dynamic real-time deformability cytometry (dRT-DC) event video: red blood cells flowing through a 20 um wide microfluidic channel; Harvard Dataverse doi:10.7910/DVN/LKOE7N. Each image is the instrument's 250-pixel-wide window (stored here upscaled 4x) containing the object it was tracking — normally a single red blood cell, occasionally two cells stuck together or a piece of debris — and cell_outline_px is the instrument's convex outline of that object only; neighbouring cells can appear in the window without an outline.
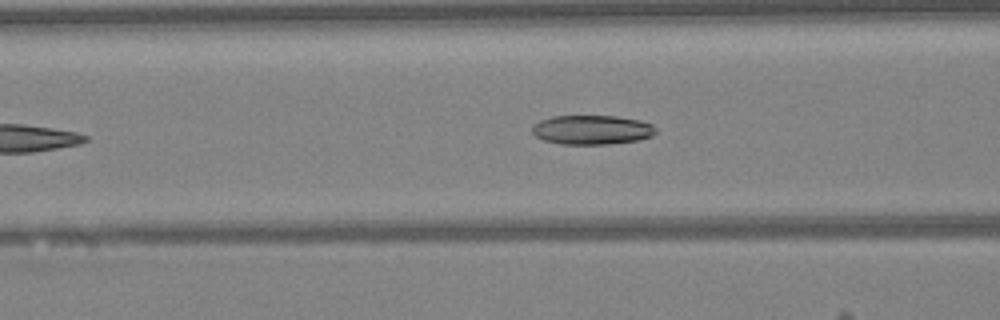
{"species": "Egyptian fruit bat (a non-hibernating species)", "species_latin": "Rousettus aegyptiacus", "temperature_condition": "warm", "stored_images_in_passage": 36, "camera_frame_rate_fps": 3000, "um_per_image_px": 0.085, "animal": {"sex": "female"}, "frame": {"image": 1, "passage_image": 10, "time_ms": 3.0, "image_size_px": [1000, 320], "cell_outline_px": [[656, 132], [652, 136], [636, 140], [608, 144], [560, 144], [544, 140], [536, 136], [532, 132], [532, 128], [540, 120], [552, 116], [616, 116], [640, 120], [652, 124], [656, 128]], "centroid_in_image_um": [50.32, 11.03], "position_along_channel_um": 116.3, "area_um2": 21.04}}
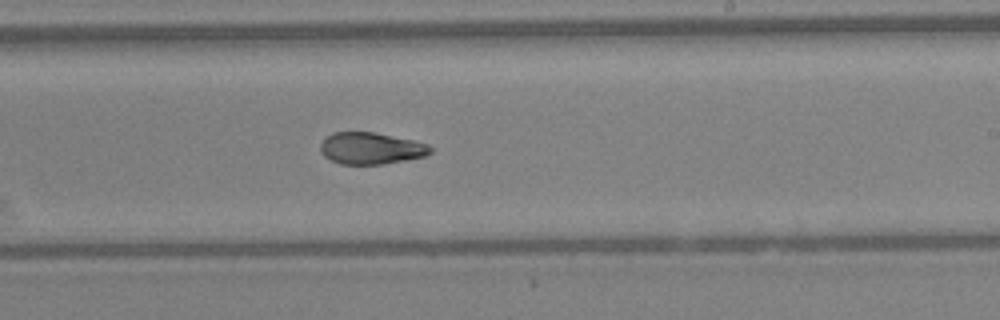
{"frame": {"image": 2, "passage_image": 20, "time_ms": 6.333, "image_size_px": [1000, 320], "cell_outline_px": [[432, 152], [424, 156], [384, 164], [340, 164], [324, 156], [320, 152], [320, 144], [332, 132], [372, 132], [412, 140], [428, 144], [432, 148]], "centroid_in_image_um": [31.52, 12.61], "position_along_channel_um": 257.5, "area_um2": 20.17}}
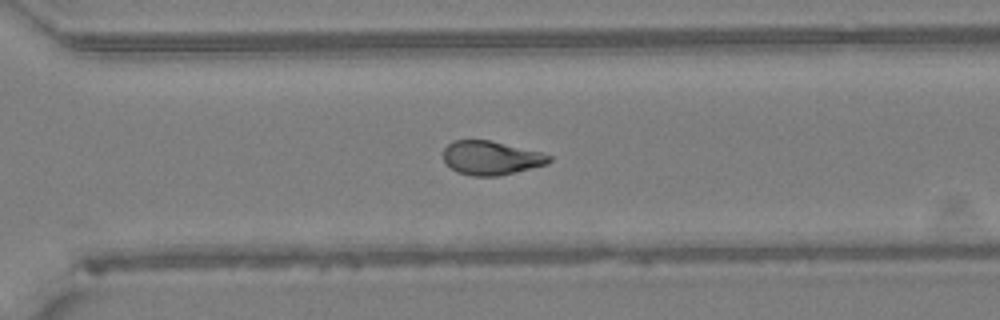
{"frame": {"image": 3, "passage_image": 25, "time_ms": 8.0, "image_size_px": [1000, 320], "cell_outline_px": [[552, 160], [548, 164], [496, 176], [472, 176], [456, 172], [444, 160], [444, 148], [448, 144], [456, 140], [488, 140], [540, 152], [552, 156]], "centroid_in_image_um": [41.74, 13.42], "position_along_channel_um": 328.9, "area_um2": 20.58}, "authors_computed_cell_mechanics": {"area_um2": 21.1259, "velocity_mm_per_s": 4.2642, "shape_relaxation_time_tau1_ms": 4.9085, "shape_relaxation_time_tau2_ms": 6.4182, "deformation_change_tau1": 0.1608, "deformation_change_tau2": 0.1478}}